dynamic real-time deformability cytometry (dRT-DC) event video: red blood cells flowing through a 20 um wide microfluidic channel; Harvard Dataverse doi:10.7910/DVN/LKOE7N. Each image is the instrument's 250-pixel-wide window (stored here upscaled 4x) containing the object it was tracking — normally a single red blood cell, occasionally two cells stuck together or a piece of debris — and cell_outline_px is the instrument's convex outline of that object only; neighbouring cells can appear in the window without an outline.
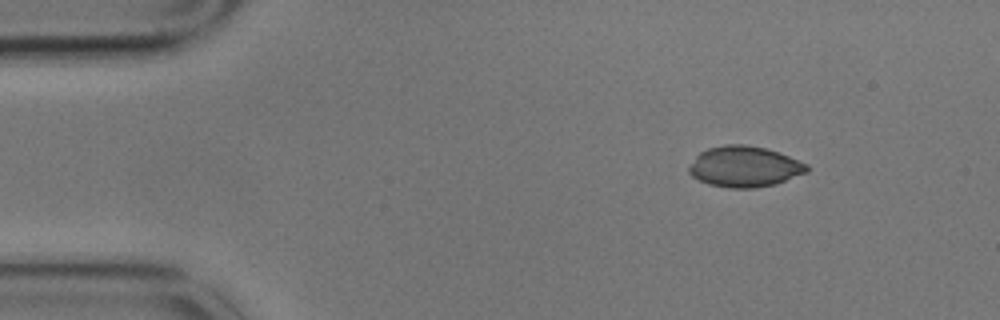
{"species": "common noctule bat (a hibernating species)", "species_latin": "Nyctalus noctula", "temperature_condition": "cold", "stored_images_in_passage": 8, "camera_frame_rate_fps": 3000, "um_per_image_px": 0.085, "animal": {"sex": "male", "body_mass_g": 17.9}, "frame": {"image": 1, "passage_image": 1, "time_ms": 0.0, "image_size_px": [1000, 320], "cell_outline_px": [[808, 172], [776, 184], [756, 188], [728, 188], [708, 184], [692, 176], [688, 172], [688, 168], [696, 156], [700, 152], [708, 148], [724, 144], [744, 144], [764, 148], [788, 156], [808, 164]], "centroid_in_image_um": [63.27, 14.17], "position_along_channel_um": 21.7, "area_um2": 28.03}}
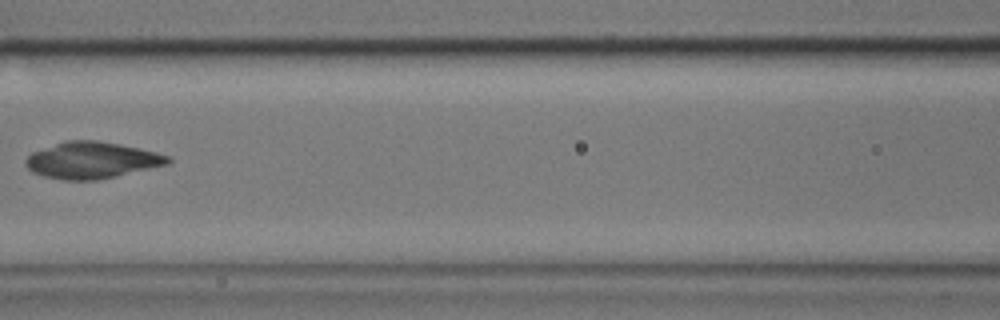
{"frame": {"image": 2, "passage_image": 6, "time_ms": 1.667, "image_size_px": [1000, 320], "cell_outline_px": [[172, 160], [168, 164], [116, 176], [96, 180], [60, 180], [44, 176], [32, 172], [24, 164], [24, 160], [32, 152], [64, 140], [96, 140], [120, 144], [140, 148], [172, 156]], "centroid_in_image_um": [7.8, 13.61], "position_along_channel_um": 158.8, "area_um2": 30.46}}